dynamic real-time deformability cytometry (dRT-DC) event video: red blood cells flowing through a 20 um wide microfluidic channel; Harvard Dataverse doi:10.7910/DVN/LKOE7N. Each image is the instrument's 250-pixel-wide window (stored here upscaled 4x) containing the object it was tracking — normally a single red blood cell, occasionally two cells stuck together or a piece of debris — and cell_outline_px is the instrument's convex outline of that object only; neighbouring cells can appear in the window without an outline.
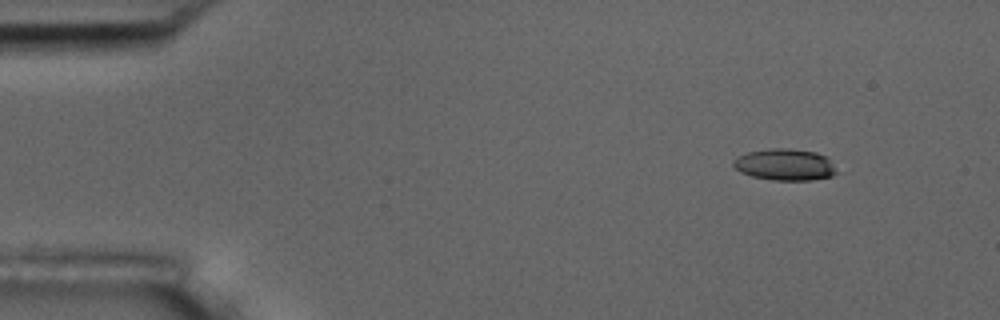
{"species": "common noctule bat (a hibernating species)", "species_latin": "Nyctalus noctula", "temperature_condition": "room temperature", "stored_images_in_passage": 49, "camera_frame_rate_fps": 3000, "um_per_image_px": 0.085, "animal": {"sex": "male", "body_mass_g": 17.5, "forearm_length_mm": 52.3}, "frame": {"image": 1, "passage_image": 1, "time_ms": 0.0, "image_size_px": [1000, 320], "cell_outline_px": [[836, 172], [832, 176], [812, 180], [772, 180], [752, 176], [740, 172], [732, 164], [732, 160], [748, 152], [772, 148], [788, 148], [816, 152], [828, 156]], "centroid_in_image_um": [66.72, 13.99], "position_along_channel_um": 18.3, "area_um2": 18.96}}
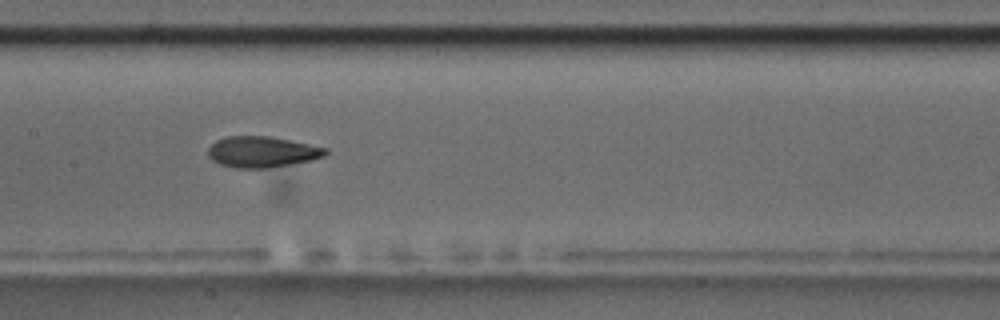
{"frame": {"image": 2, "passage_image": 22, "time_ms": 7.0, "image_size_px": [1000, 320], "cell_outline_px": [[328, 152], [324, 156], [312, 160], [264, 168], [236, 168], [220, 164], [212, 160], [208, 156], [208, 148], [216, 140], [228, 136], [268, 136], [328, 148]], "centroid_in_image_um": [22.25, 12.91], "position_along_channel_um": 185.1, "area_um2": 20.98}}
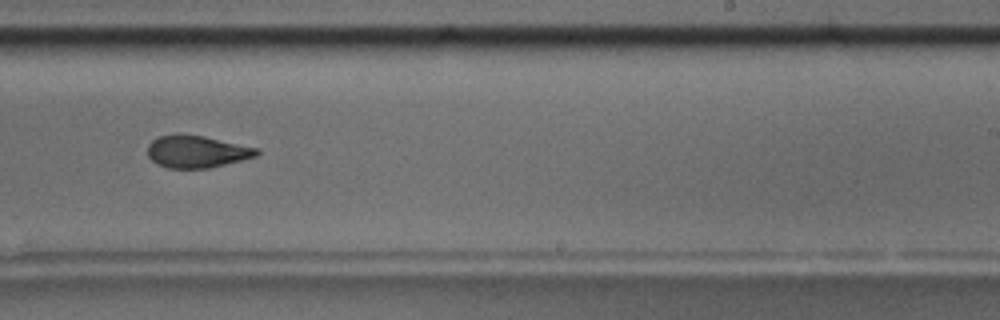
{"frame": {"image": 3, "passage_image": 29, "time_ms": 9.333, "image_size_px": [1000, 320], "cell_outline_px": [[260, 152], [256, 156], [208, 168], [168, 168], [156, 164], [148, 156], [148, 144], [152, 140], [160, 136], [176, 132], [180, 132], [204, 136], [260, 148]], "centroid_in_image_um": [16.7, 12.86], "position_along_channel_um": 272.3, "area_um2": 20.75}, "authors_computed_cell_mechanics": {"area_um2": 20.9236, "velocity_mm_per_s": 3.7457, "shape_relaxation_time_tau1_ms": 5.5416, "shape_relaxation_time_tau2_ms": 3.2941, "deformation_change_tau1": 0.1776, "deformation_change_tau2": 0.1055}}